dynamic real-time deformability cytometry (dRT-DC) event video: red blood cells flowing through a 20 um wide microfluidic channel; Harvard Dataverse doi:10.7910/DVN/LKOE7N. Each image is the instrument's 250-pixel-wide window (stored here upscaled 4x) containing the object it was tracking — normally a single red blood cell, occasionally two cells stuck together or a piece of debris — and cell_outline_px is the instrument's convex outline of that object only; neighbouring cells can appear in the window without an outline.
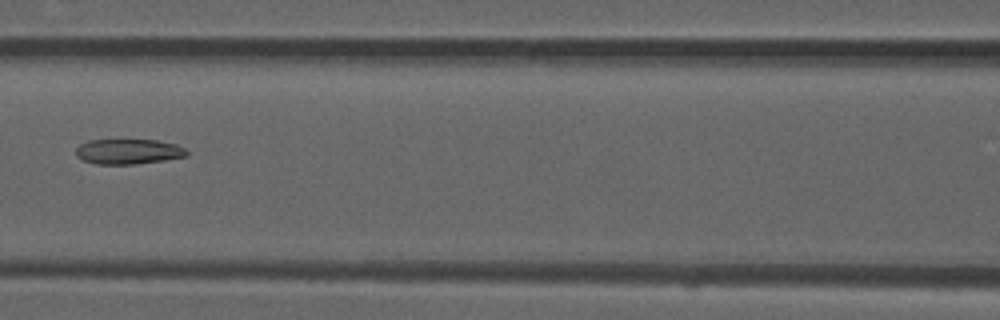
{"species": "common noctule bat (a hibernating species)", "species_latin": "Nyctalus noctula", "temperature_condition": "room temperature", "stored_images_in_passage": 6, "camera_frame_rate_fps": 3000, "um_per_image_px": 0.085, "animal": {"sex": "male", "forearm_length_mm": 52.5}, "frame": {"image": 1, "passage_image": 6, "time_ms": 1.667, "image_size_px": [1000, 320], "cell_outline_px": [[188, 152], [184, 156], [164, 160], [136, 164], [96, 164], [84, 160], [76, 156], [76, 148], [80, 144], [88, 140], [156, 140], [176, 144], [184, 148]], "centroid_in_image_um": [10.88, 12.88], "position_along_channel_um": 155.7, "area_um2": 16.13}}